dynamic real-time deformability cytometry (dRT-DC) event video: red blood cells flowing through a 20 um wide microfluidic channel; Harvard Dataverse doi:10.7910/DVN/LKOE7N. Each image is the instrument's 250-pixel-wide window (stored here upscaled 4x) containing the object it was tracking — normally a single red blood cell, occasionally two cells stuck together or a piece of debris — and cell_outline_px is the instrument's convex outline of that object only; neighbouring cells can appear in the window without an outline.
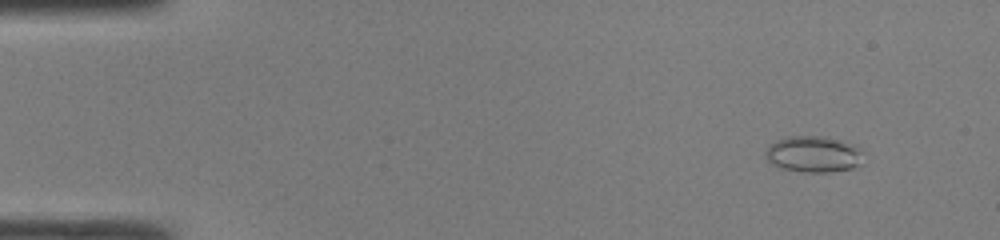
{"species": "common noctule bat (a hibernating species)", "species_latin": "Nyctalus noctula", "temperature_condition": "room temperature", "stored_images_in_passage": 11, "camera_frame_rate_fps": 3000, "um_per_image_px": 0.085, "animal": {"sex": "male", "body_mass_g": 19.0, "forearm_length_mm": 50.8}, "frame": {"image": 1, "passage_image": 5, "time_ms": 1.333, "image_size_px": [1000, 240], "cell_outline_px": [[864, 152], [860, 164], [852, 168], [828, 172], [808, 172], [784, 168], [772, 164], [764, 156], [764, 152], [768, 144], [776, 140], [788, 136], [820, 136], [840, 140], [856, 144]], "centroid_in_image_um": [69.15, 13.08], "position_along_channel_um": 15.9, "area_um2": 20.81}}